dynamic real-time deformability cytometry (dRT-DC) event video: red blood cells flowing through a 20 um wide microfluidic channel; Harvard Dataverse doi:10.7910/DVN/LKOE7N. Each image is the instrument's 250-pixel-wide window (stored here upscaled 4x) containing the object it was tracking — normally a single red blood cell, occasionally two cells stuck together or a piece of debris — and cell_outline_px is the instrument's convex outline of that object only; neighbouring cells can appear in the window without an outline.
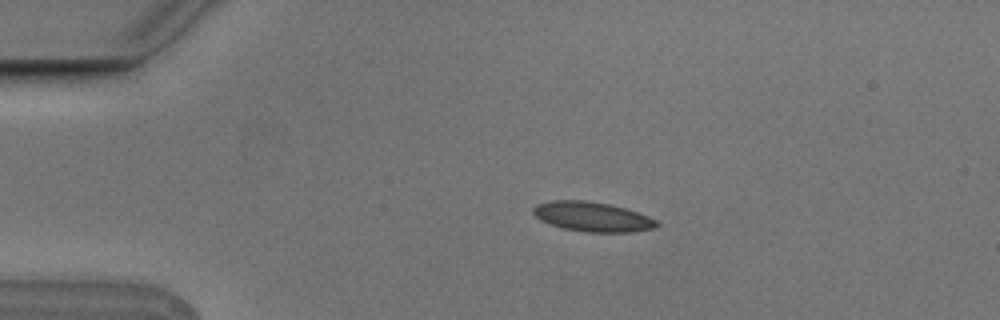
{"species": "Egyptian fruit bat (a non-hibernating species)", "species_latin": "Rousettus aegyptiacus", "temperature_condition": "cold", "stored_images_in_passage": 7, "camera_frame_rate_fps": 3000, "um_per_image_px": 0.085, "animal": {"sex": "male"}, "frame": {"image": 1, "passage_image": 1, "time_ms": 0.0, "image_size_px": [1000, 320], "cell_outline_px": [[660, 224], [652, 228], [632, 232], [588, 232], [564, 228], [540, 220], [532, 212], [532, 208], [536, 204], [552, 200], [584, 200], [608, 204], [624, 208], [648, 216], [656, 220]], "centroid_in_image_um": [50.32, 18.41], "position_along_channel_um": 34.7, "area_um2": 21.1}}
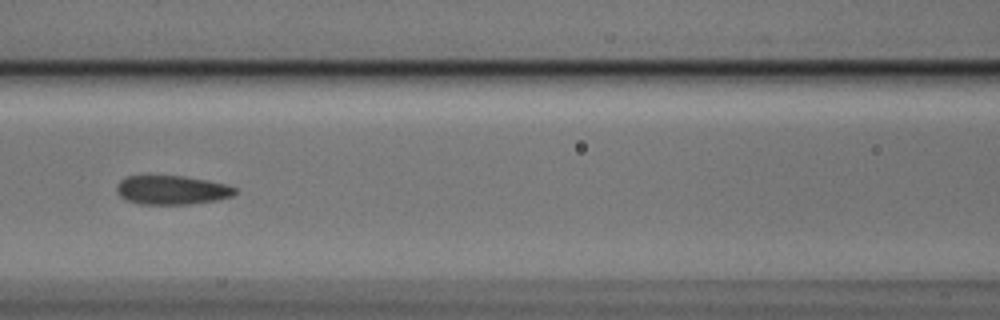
{"frame": {"image": 2, "passage_image": 5, "time_ms": 1.333, "image_size_px": [1000, 320], "cell_outline_px": [[236, 192], [232, 196], [216, 200], [188, 204], [140, 204], [128, 200], [120, 196], [116, 192], [116, 188], [120, 180], [128, 176], [184, 176], [224, 184], [236, 188]], "centroid_in_image_um": [14.58, 16.15], "position_along_channel_um": 152.0, "area_um2": 19.71}}
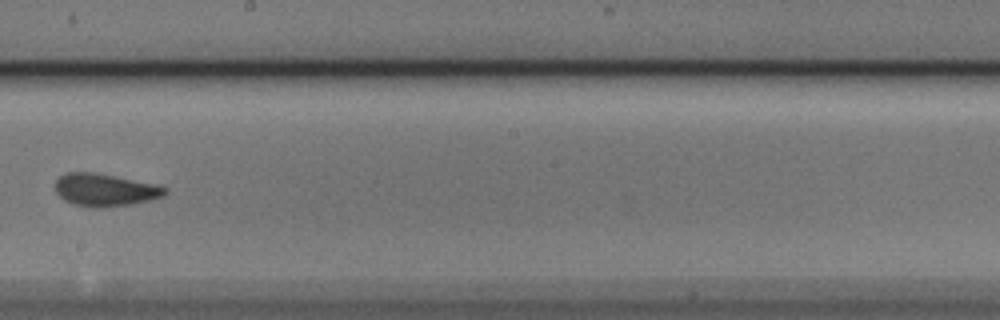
{"frame": {"image": 3, "passage_image": 7, "time_ms": 2.0, "image_size_px": [1000, 320], "cell_outline_px": [[168, 192], [164, 196], [152, 200], [132, 204], [100, 208], [92, 208], [72, 204], [64, 200], [56, 192], [56, 180], [60, 176], [68, 172], [92, 172], [152, 184], [168, 188]], "centroid_in_image_um": [8.92, 16.17], "position_along_channel_um": 239.3, "area_um2": 20.69}}